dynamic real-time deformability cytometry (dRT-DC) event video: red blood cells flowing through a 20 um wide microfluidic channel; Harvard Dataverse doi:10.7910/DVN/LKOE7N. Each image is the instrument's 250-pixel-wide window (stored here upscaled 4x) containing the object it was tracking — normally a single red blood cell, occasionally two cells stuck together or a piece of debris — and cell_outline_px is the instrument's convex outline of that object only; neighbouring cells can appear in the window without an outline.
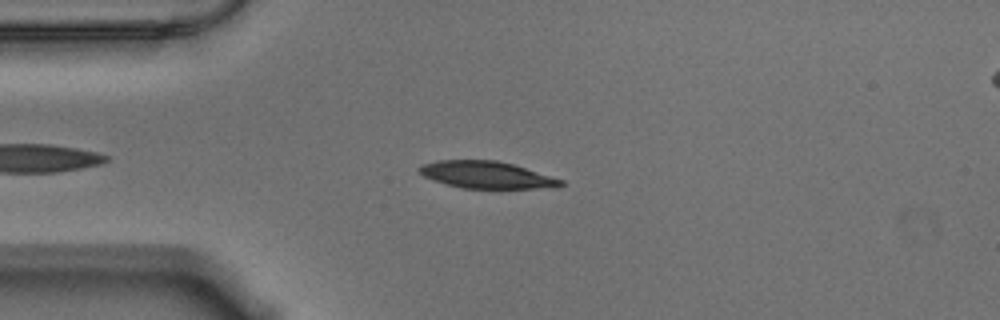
{"species": "Egyptian fruit bat (a non-hibernating species)", "species_latin": "Rousettus aegyptiacus", "temperature_condition": "warm", "stored_images_in_passage": 51, "camera_frame_rate_fps": 3000, "um_per_image_px": 0.085, "animal": {"sex": "male"}, "frame": {"image": 1, "passage_image": 8, "time_ms": 2.333, "image_size_px": [1000, 320], "cell_outline_px": [[564, 184], [556, 188], [500, 192], [460, 188], [424, 176], [420, 172], [420, 168], [424, 164], [440, 160], [496, 160], [512, 164], [564, 180]], "centroid_in_image_um": [41.51, 14.94], "position_along_channel_um": 43.5, "area_um2": 23.29}}
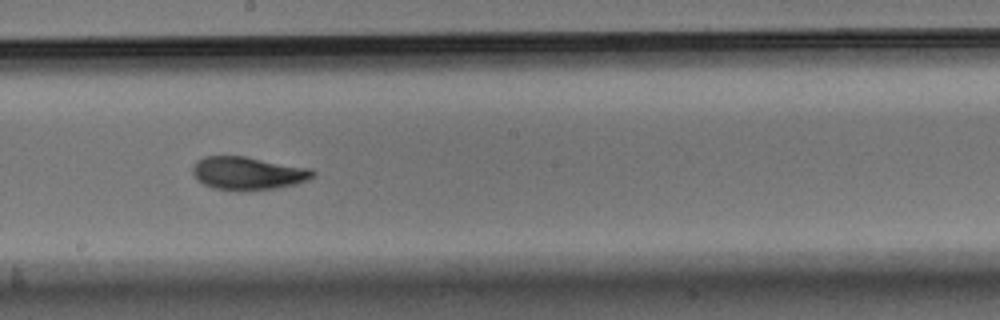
{"frame": {"image": 2, "passage_image": 25, "time_ms": 8.0, "image_size_px": [1000, 320], "cell_outline_px": [[316, 176], [308, 180], [276, 188], [244, 192], [232, 192], [212, 188], [204, 184], [192, 172], [192, 164], [196, 160], [204, 156], [244, 156], [312, 168], [316, 172]], "centroid_in_image_um": [21.07, 14.74], "position_along_channel_um": 227.1, "area_um2": 23.64}}
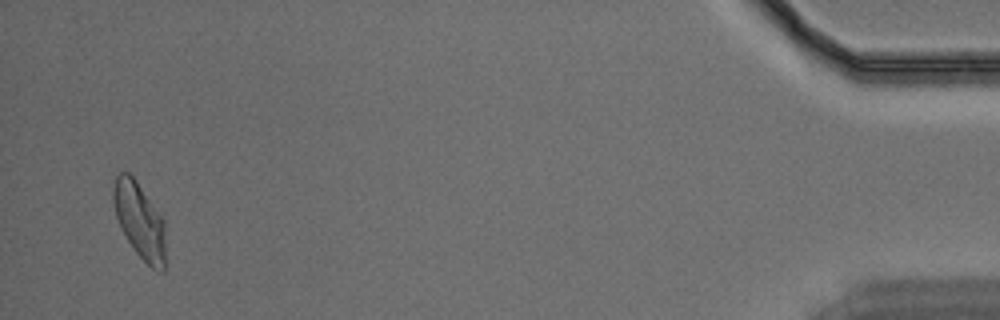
{"frame": {"image": 3, "passage_image": 49, "time_ms": 16.0, "image_size_px": [1000, 320], "cell_outline_px": [[164, 272], [160, 272], [152, 268], [136, 252], [120, 228], [116, 216], [112, 200], [112, 188], [116, 176], [120, 172], [128, 172], [136, 180], [164, 220]], "centroid_in_image_um": [11.84, 18.72], "position_along_channel_um": 423.4, "area_um2": 22.83}, "authors_computed_cell_mechanics": {"area_um2": 22.9466, "velocity_mm_per_s": 3.5355, "shape_relaxation_time_tau1_ms": 4.4466, "shape_relaxation_time_tau2_ms": 2.1503, "deformation_change_tau1": 0.1611, "deformation_change_tau2": 0.0727}}